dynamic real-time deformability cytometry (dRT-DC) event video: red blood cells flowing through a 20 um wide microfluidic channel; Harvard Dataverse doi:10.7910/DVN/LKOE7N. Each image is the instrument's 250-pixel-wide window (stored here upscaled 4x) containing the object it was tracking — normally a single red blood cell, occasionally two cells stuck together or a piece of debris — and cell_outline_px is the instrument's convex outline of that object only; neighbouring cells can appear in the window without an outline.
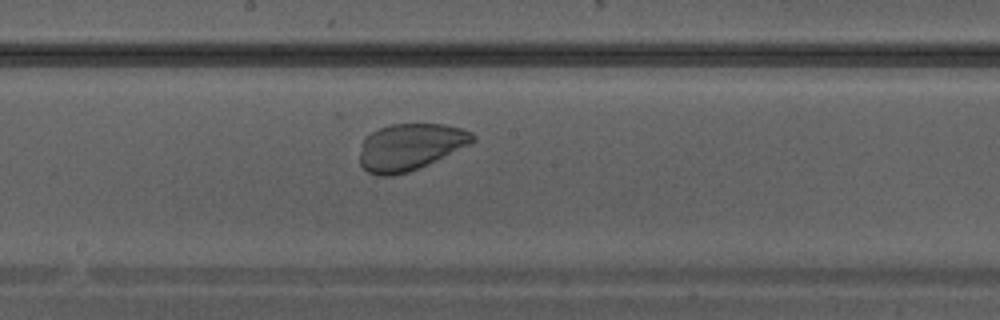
{"species": "Egyptian fruit bat (a non-hibernating species)", "species_latin": "Rousettus aegyptiacus", "temperature_condition": "warm", "stored_images_in_passage": 29, "camera_frame_rate_fps": 3000, "um_per_image_px": 0.085, "animal": {"sex": "male"}, "frame": {"image": 1, "passage_image": 13, "time_ms": 4.0, "image_size_px": [1000, 320], "cell_outline_px": [[476, 140], [468, 144], [408, 172], [392, 176], [380, 176], [368, 172], [360, 164], [360, 152], [364, 136], [380, 128], [392, 124], [444, 124], [464, 128], [472, 132], [476, 136]], "centroid_in_image_um": [34.83, 12.46], "position_along_channel_um": 213.4, "area_um2": 30.35}}